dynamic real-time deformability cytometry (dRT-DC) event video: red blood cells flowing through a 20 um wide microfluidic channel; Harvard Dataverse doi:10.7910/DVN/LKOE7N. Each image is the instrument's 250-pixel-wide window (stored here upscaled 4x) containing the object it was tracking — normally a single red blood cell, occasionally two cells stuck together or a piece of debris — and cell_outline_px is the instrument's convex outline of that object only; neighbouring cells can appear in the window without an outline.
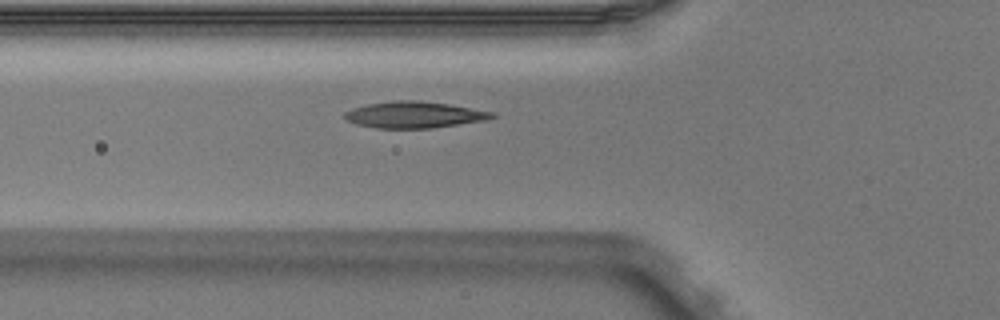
{"species": "Egyptian fruit bat (a non-hibernating species)", "species_latin": "Rousettus aegyptiacus", "temperature_condition": "warm", "stored_images_in_passage": 5, "camera_frame_rate_fps": 3000, "um_per_image_px": 0.085, "animal": {"sex": "male"}, "frame": {"image": 1, "passage_image": 5, "time_ms": 1.333, "image_size_px": [1000, 320], "cell_outline_px": [[496, 116], [484, 120], [432, 128], [376, 128], [356, 124], [348, 120], [344, 116], [344, 112], [352, 108], [368, 104], [396, 100], [420, 100], [448, 104], [496, 112]], "centroid_in_image_um": [35.21, 9.75], "position_along_channel_um": 90.6, "area_um2": 22.6}}